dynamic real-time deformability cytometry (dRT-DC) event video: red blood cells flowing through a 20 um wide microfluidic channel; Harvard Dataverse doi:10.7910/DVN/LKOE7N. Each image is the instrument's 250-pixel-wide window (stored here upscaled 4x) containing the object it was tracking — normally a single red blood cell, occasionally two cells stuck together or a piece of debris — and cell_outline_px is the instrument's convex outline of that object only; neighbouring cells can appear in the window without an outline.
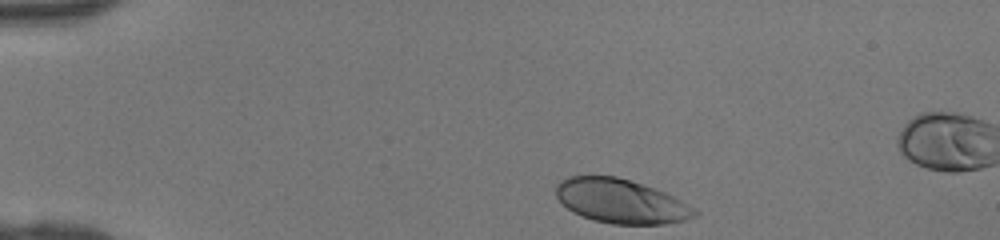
{"species": "human", "species_latin": "Homo sapiens", "temperature_condition": "room temperature", "stored_images_in_passage": 32, "camera_frame_rate_fps": 3000, "um_per_image_px": 0.085, "donor": {"sex": "female"}, "frame": {"image": 1, "passage_image": 1, "time_ms": 0.0, "image_size_px": [1000, 240], "cell_outline_px": [[700, 212], [696, 216], [684, 220], [664, 224], [612, 224], [592, 220], [572, 212], [556, 196], [556, 184], [560, 180], [568, 176], [616, 176], [644, 184], [664, 192], [680, 200]], "centroid_in_image_um": [52.76, 17.1], "position_along_channel_um": 32.2, "area_um2": 35.6}}
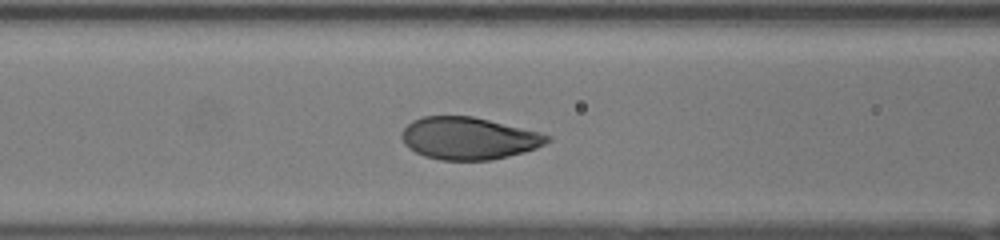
{"frame": {"image": 2, "passage_image": 12, "time_ms": 3.667, "image_size_px": [1000, 240], "cell_outline_px": [[552, 140], [536, 148], [524, 152], [492, 160], [440, 160], [424, 156], [408, 148], [404, 144], [400, 136], [404, 128], [412, 120], [424, 116], [472, 116], [540, 132], [552, 136]], "centroid_in_image_um": [39.83, 11.76], "position_along_channel_um": 126.8, "area_um2": 35.95}}
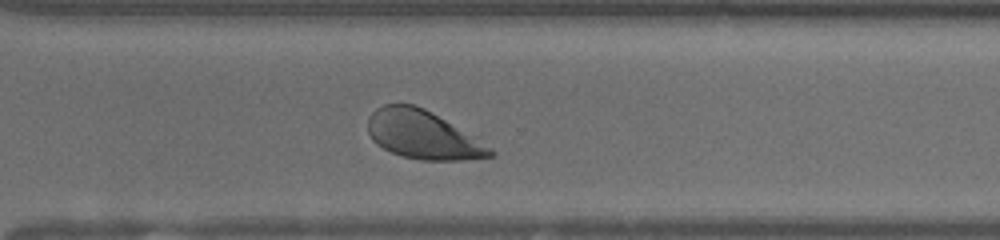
{"frame": {"image": 3, "passage_image": 26, "time_ms": 8.333, "image_size_px": [1000, 240], "cell_outline_px": [[496, 156], [460, 160], [420, 160], [400, 156], [376, 144], [372, 140], [368, 132], [368, 116], [376, 108], [384, 104], [412, 104], [424, 108], [492, 148], [496, 152]], "centroid_in_image_um": [35.9, 11.47], "position_along_channel_um": 334.7, "area_um2": 34.16}}